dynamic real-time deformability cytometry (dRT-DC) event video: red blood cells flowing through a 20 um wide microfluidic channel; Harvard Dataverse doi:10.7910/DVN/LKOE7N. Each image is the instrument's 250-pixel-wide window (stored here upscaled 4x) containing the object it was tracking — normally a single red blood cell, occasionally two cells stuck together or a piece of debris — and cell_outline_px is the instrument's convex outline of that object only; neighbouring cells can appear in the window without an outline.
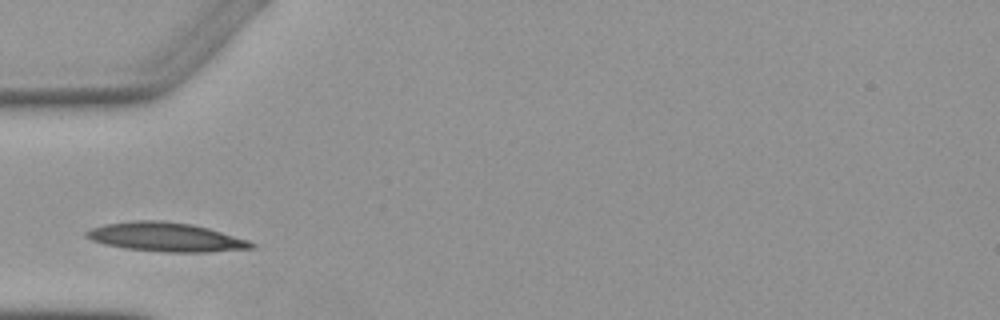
{"species": "Egyptian fruit bat (a non-hibernating species)", "species_latin": "Rousettus aegyptiacus", "temperature_condition": "warm", "stored_images_in_passage": 3, "camera_frame_rate_fps": 3000, "um_per_image_px": 0.085, "animal": {"sex": "female"}, "frame": {"image": 1, "passage_image": 1, "time_ms": 0.0, "image_size_px": [1000, 320], "cell_outline_px": [[256, 248], [208, 252], [164, 252], [124, 248], [104, 244], [92, 240], [84, 236], [84, 232], [92, 228], [104, 224], [132, 220], [160, 220], [192, 224], [208, 228], [248, 240], [256, 244]], "centroid_in_image_um": [14.09, 20.15], "position_along_channel_um": 70.9, "area_um2": 27.98}}
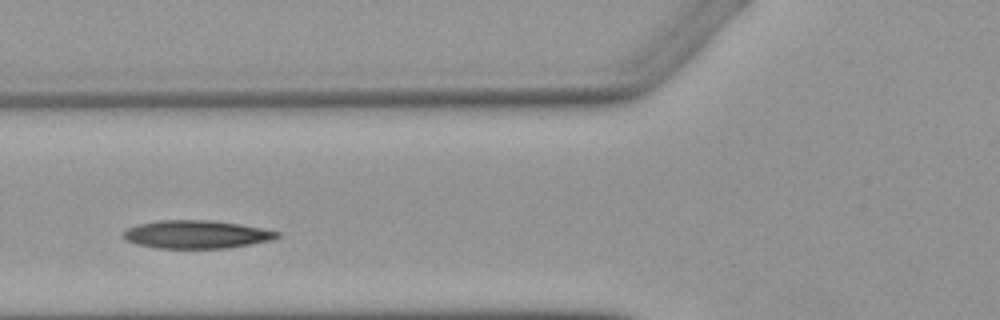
{"frame": {"image": 2, "passage_image": 2, "time_ms": 1.0, "image_size_px": [1000, 320], "cell_outline_px": [[280, 236], [272, 240], [252, 244], [228, 248], [156, 248], [136, 244], [128, 240], [124, 236], [124, 232], [128, 228], [140, 224], [160, 220], [212, 220], [240, 224], [280, 232]], "centroid_in_image_um": [16.74, 19.93], "position_along_channel_um": 109.1, "area_um2": 25.03}}
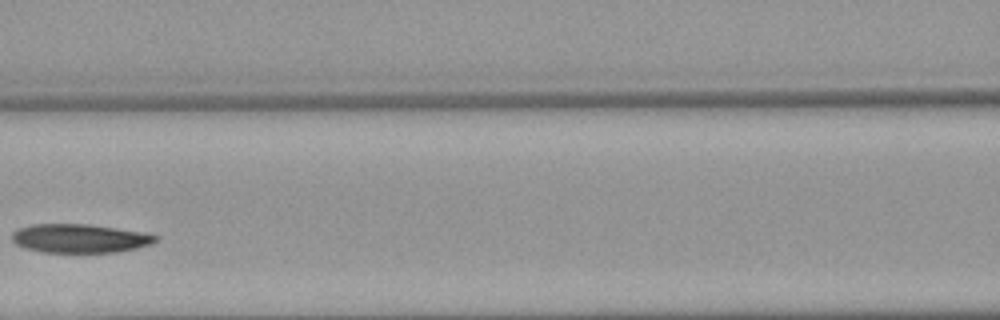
{"frame": {"image": 3, "passage_image": 3, "time_ms": 2.333, "image_size_px": [1000, 320], "cell_outline_px": [[160, 240], [152, 244], [136, 248], [116, 252], [44, 252], [24, 248], [16, 244], [12, 240], [12, 232], [20, 228], [32, 224], [88, 224], [144, 232], [160, 236]], "centroid_in_image_um": [6.82, 20.26], "position_along_channel_um": 159.8, "area_um2": 24.16}}